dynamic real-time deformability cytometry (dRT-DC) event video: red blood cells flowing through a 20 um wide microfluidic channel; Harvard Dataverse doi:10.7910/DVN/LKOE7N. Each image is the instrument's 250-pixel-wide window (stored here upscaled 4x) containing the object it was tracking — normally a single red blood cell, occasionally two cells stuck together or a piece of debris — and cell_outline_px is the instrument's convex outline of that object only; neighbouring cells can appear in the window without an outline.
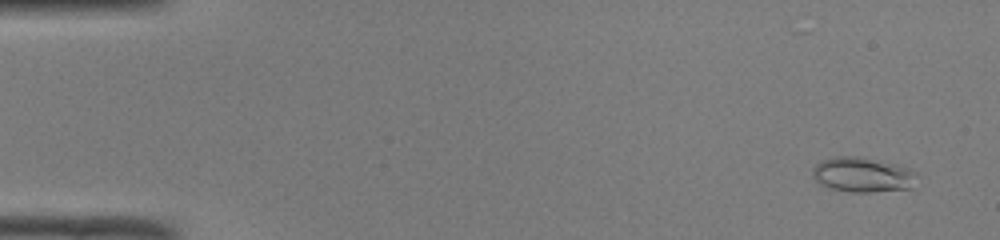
{"species": "common noctule bat (a hibernating species)", "species_latin": "Nyctalus noctula", "temperature_condition": "room temperature", "stored_images_in_passage": 50, "camera_frame_rate_fps": 3000, "um_per_image_px": 0.085, "animal": {"sex": "male", "body_mass_g": 19.0, "forearm_length_mm": 50.8}, "frame": {"image": 1, "passage_image": 3, "time_ms": 0.667, "image_size_px": [1000, 240], "cell_outline_px": [[916, 172], [912, 188], [868, 192], [852, 192], [832, 188], [820, 184], [812, 176], [812, 168], [816, 164], [824, 160], [836, 156], [864, 156], [896, 164], [908, 168]], "centroid_in_image_um": [73.31, 14.83], "position_along_channel_um": 11.7, "area_um2": 21.15}}
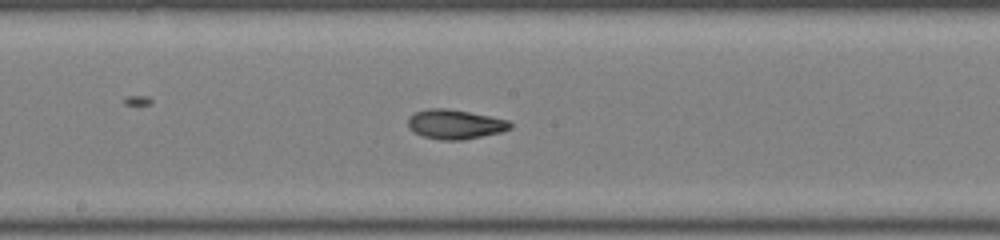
{"frame": {"image": 2, "passage_image": 27, "time_ms": 8.667, "image_size_px": [1000, 240], "cell_outline_px": [[512, 128], [500, 132], [464, 140], [440, 140], [424, 136], [408, 128], [408, 116], [416, 112], [428, 108], [448, 108], [508, 120], [512, 124]], "centroid_in_image_um": [38.66, 10.56], "position_along_channel_um": 209.5, "area_um2": 17.46}}
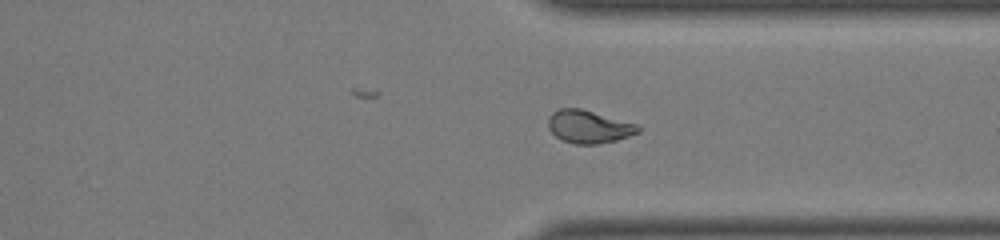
{"frame": {"image": 3, "passage_image": 38, "time_ms": 12.333, "image_size_px": [1000, 240], "cell_outline_px": [[640, 132], [616, 140], [600, 144], [576, 144], [564, 140], [556, 136], [548, 128], [548, 120], [552, 112], [560, 108], [580, 108], [636, 124], [640, 128]], "centroid_in_image_um": [50.03, 10.77], "position_along_channel_um": 361.4, "area_um2": 16.99}, "authors_computed_cell_mechanics": {"area_um2": 17.4267, "velocity_mm_per_s": 4.1207, "shape_relaxation_time_tau1_ms": 7.1546, "shape_relaxation_time_tau2_ms": 2.2438, "deformation_change_tau1": 0.2452, "deformation_change_tau2": 0.0689}}